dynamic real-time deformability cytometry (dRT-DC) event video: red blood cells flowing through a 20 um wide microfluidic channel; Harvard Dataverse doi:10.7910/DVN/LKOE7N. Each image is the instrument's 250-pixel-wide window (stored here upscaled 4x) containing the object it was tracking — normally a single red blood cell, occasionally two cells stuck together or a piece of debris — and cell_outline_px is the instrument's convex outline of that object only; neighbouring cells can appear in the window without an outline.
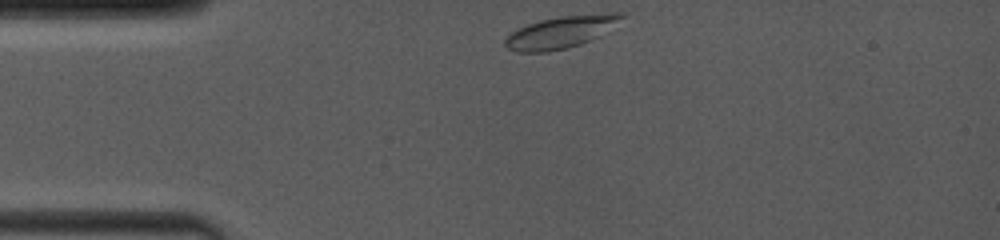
{"species": "common noctule bat (a hibernating species)", "species_latin": "Nyctalus noctula", "temperature_condition": "room temperature", "stored_images_in_passage": 34, "camera_frame_rate_fps": 4000, "um_per_image_px": 0.085, "animal": {"sex": "female", "body_mass_g": 19.0, "forearm_length_mm": 53.3}, "frame": {"image": 1, "passage_image": 1, "time_ms": 0.0, "image_size_px": [1000, 240], "cell_outline_px": [[624, 16], [596, 36], [580, 44], [568, 48], [548, 52], [516, 52], [508, 48], [504, 44], [504, 40], [516, 28], [540, 20], [560, 16], [612, 12], [624, 12]], "centroid_in_image_um": [47.58, 2.73], "position_along_channel_um": 37.4, "area_um2": 21.33}}
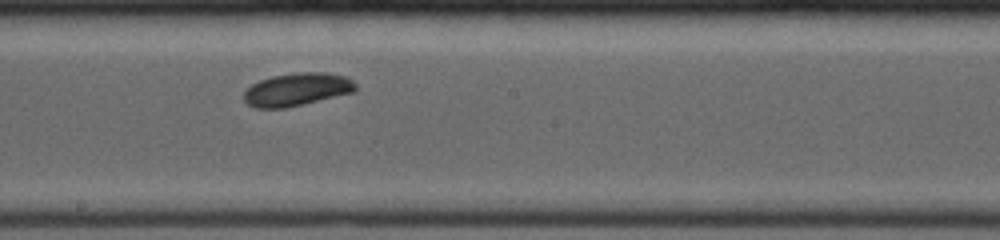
{"frame": {"image": 2, "passage_image": 21, "time_ms": 5.5, "image_size_px": [1000, 240], "cell_outline_px": [[356, 88], [352, 92], [284, 108], [256, 108], [248, 104], [244, 100], [244, 92], [252, 84], [260, 80], [272, 76], [300, 72], [324, 72], [344, 76], [352, 80], [356, 84]], "centroid_in_image_um": [25.21, 7.59], "position_along_channel_um": 223.0, "area_um2": 21.04}}
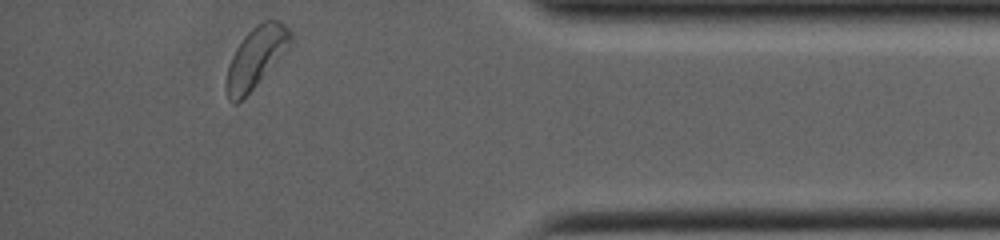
{"frame": {"image": 3, "passage_image": 34, "time_ms": 10.75, "image_size_px": [1000, 240], "cell_outline_px": [[292, 40], [256, 84], [236, 104], [232, 104], [228, 100], [224, 88], [224, 84], [228, 64], [236, 48], [244, 36], [256, 24], [264, 20], [280, 20], [292, 32]], "centroid_in_image_um": [21.68, 4.87], "position_along_channel_um": 413.5, "area_um2": 22.14}}